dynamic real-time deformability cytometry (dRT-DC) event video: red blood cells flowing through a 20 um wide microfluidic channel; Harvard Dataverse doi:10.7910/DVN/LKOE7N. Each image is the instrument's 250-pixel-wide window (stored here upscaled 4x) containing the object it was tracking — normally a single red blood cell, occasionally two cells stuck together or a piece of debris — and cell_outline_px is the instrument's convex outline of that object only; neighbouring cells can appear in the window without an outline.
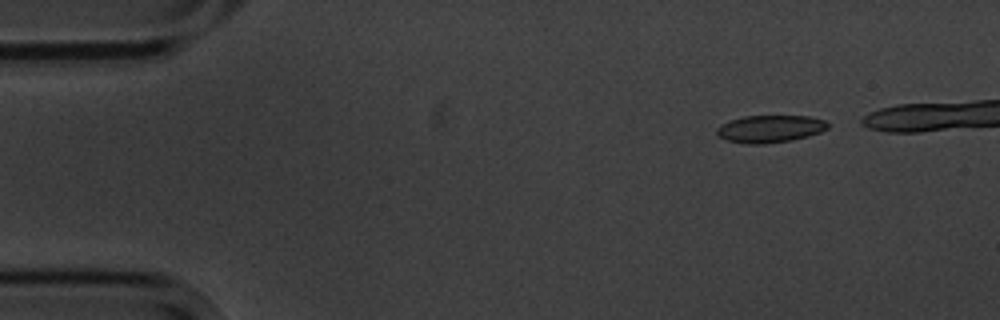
{"species": "common noctule bat (a hibernating species)", "species_latin": "Nyctalus noctula", "temperature_condition": "cold", "stored_images_in_passage": 4, "camera_frame_rate_fps": 3000, "um_per_image_px": 0.085, "animal": {"sex": "male", "body_mass_g": 20.1, "forearm_length_mm": 53.5}, "frame": {"image": 1, "passage_image": 1, "time_ms": 0.0, "image_size_px": [1000, 320], "cell_outline_px": [[828, 128], [820, 132], [808, 136], [792, 140], [764, 144], [748, 144], [728, 140], [720, 136], [716, 132], [716, 128], [720, 124], [744, 116], [808, 116], [824, 120], [828, 124]], "centroid_in_image_um": [65.45, 10.95], "position_along_channel_um": 19.5, "area_um2": 17.57}}